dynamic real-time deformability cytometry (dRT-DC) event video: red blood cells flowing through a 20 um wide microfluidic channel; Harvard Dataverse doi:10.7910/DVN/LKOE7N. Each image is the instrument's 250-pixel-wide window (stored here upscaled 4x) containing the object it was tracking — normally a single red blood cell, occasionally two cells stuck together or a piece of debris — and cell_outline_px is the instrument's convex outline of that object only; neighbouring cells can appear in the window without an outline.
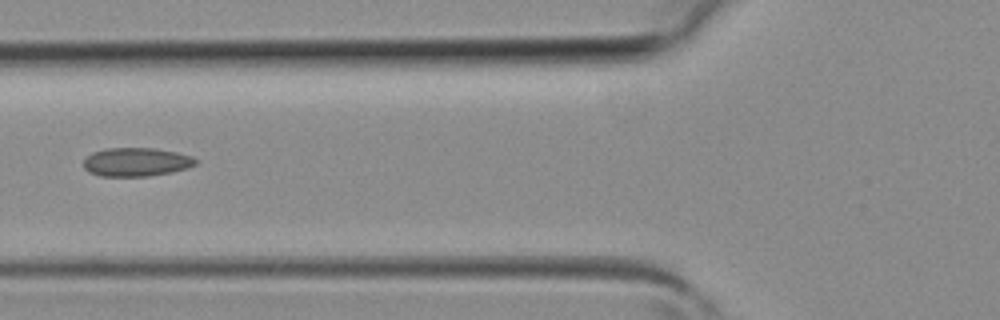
{"species": "common noctule bat (a hibernating species)", "species_latin": "Nyctalus noctula", "temperature_condition": "room temperature", "stored_images_in_passage": 3, "camera_frame_rate_fps": 3000, "um_per_image_px": 0.085, "animal": {"sex": "female", "body_mass_g": 19.3, "forearm_length_mm": 54.1}, "frame": {"image": 1, "passage_image": 3, "time_ms": 0.667, "image_size_px": [1000, 320], "cell_outline_px": [[196, 164], [188, 168], [172, 172], [148, 176], [100, 176], [88, 172], [84, 168], [84, 160], [92, 152], [108, 148], [152, 148], [176, 152], [192, 156], [196, 160]], "centroid_in_image_um": [11.57, 13.77], "position_along_channel_um": 114.2, "area_um2": 18.67}}